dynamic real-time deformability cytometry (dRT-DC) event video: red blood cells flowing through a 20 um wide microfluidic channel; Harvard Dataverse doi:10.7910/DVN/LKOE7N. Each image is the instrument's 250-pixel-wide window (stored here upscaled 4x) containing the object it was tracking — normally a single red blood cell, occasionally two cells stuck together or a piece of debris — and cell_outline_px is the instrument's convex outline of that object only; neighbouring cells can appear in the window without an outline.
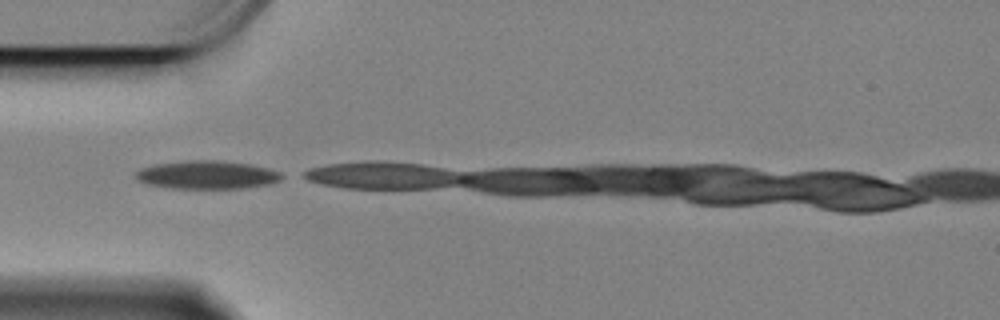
{"species": "Egyptian fruit bat (a non-hibernating species)", "species_latin": "Rousettus aegyptiacus", "temperature_condition": "cold", "stored_images_in_passage": 30, "camera_frame_rate_fps": 3000, "um_per_image_px": 0.085, "animal": {"sex": "female"}, "frame": {"image": 1, "passage_image": 1, "time_ms": 0.0, "image_size_px": [1000, 320], "cell_outline_px": [[288, 176], [280, 180], [268, 184], [244, 188], [172, 188], [148, 184], [140, 180], [136, 176], [136, 172], [140, 168], [156, 164], [192, 160], [216, 160], [248, 164], [268, 168], [280, 172]], "centroid_in_image_um": [17.66, 14.86], "position_along_channel_um": 67.3, "area_um2": 23.81}, "authors_computed_cell_mechanics": {"area_um2": 23.2356, "velocity_mm_per_s": 3.3233, "shape_relaxation_time_tau1_ms": 2.4877, "shape_relaxation_time_tau2_ms": null, "deformation_change_tau1": 0.0865, "deformation_change_tau2": null}}